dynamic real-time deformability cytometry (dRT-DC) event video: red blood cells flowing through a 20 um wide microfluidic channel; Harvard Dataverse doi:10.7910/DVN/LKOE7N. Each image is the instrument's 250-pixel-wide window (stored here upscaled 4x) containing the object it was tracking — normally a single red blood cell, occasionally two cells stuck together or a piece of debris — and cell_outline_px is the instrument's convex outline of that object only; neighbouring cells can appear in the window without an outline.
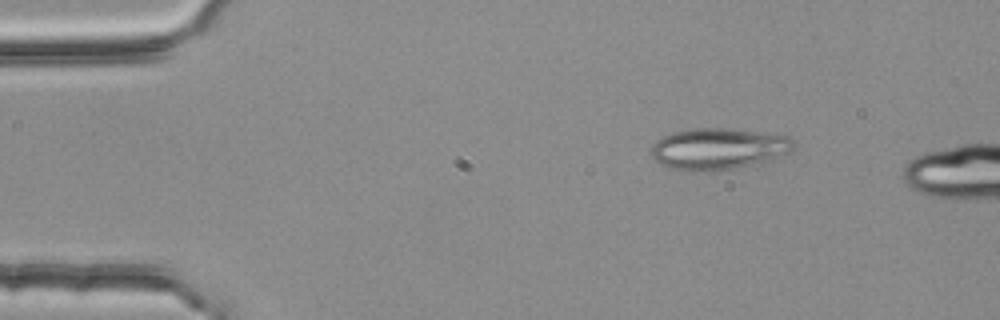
{"species": "common noctule bat (a hibernating species)", "species_latin": "Nyctalus noctula", "temperature_condition": "room temperature", "stored_images_in_passage": 8, "camera_frame_rate_fps": 3000, "um_per_image_px": 0.085, "animal": {"sex": "female", "body_mass_g": 25.1}, "frame": {"image": 1, "passage_image": 1, "time_ms": 0.0, "image_size_px": [1000, 320], "cell_outline_px": [[796, 144], [788, 152], [772, 160], [756, 164], [716, 172], [684, 172], [668, 168], [660, 164], [648, 152], [652, 144], [656, 140], [672, 132], [692, 128], [724, 128], [788, 136]], "centroid_in_image_um": [60.98, 12.68], "position_along_channel_um": 24.0, "area_um2": 34.97}}